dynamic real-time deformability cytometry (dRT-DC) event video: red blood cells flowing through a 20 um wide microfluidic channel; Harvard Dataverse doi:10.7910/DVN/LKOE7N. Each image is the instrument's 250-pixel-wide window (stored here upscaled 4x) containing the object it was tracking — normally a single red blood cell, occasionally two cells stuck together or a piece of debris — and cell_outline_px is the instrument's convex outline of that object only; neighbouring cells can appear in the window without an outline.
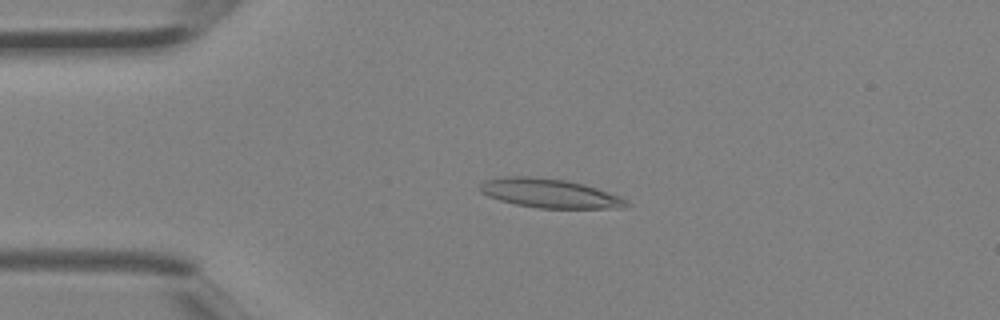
{"species": "Egyptian fruit bat (a non-hibernating species)", "species_latin": "Rousettus aegyptiacus", "temperature_condition": "room temperature", "stored_images_in_passage": 2, "camera_frame_rate_fps": 3000, "um_per_image_px": 0.085, "animal": {"sex": "female"}, "frame": {"image": 1, "passage_image": 2, "time_ms": 0.333, "image_size_px": [1000, 320], "cell_outline_px": [[632, 204], [624, 208], [540, 208], [516, 204], [500, 200], [488, 196], [480, 192], [480, 184], [484, 180], [504, 176], [528, 176], [568, 180], [584, 184], [620, 196], [628, 200]], "centroid_in_image_um": [46.74, 16.43], "position_along_channel_um": 38.3, "area_um2": 24.91}}